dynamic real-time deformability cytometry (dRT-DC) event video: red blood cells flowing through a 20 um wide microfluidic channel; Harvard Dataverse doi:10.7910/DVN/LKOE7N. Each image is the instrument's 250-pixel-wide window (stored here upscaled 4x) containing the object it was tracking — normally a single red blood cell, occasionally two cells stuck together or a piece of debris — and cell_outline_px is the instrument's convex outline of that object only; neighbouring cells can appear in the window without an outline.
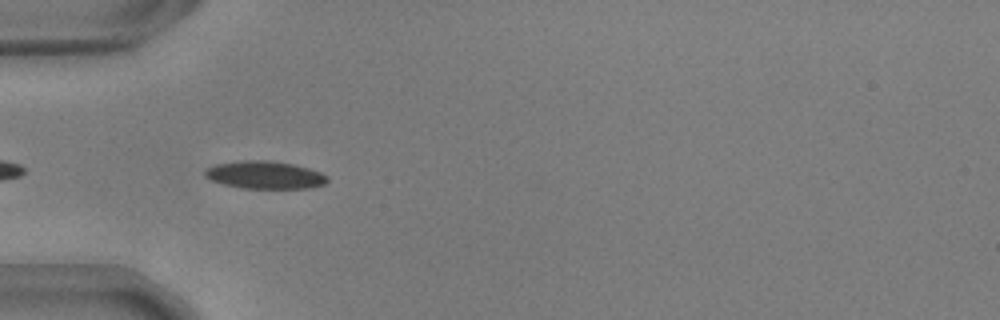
{"species": "common noctule bat (a hibernating species)", "species_latin": "Nyctalus noctula", "temperature_condition": "warm", "stored_images_in_passage": 40, "camera_frame_rate_fps": 3000, "um_per_image_px": 0.085, "animal": {"sex": "male", "body_mass_g": 17.9, "forearm_length_mm": 54.2}, "frame": {"image": 1, "passage_image": 3, "time_ms": 0.667, "image_size_px": [1000, 320], "cell_outline_px": [[328, 180], [324, 184], [312, 188], [240, 188], [224, 184], [212, 180], [204, 176], [204, 172], [208, 168], [216, 164], [240, 160], [268, 160], [292, 164], [308, 168], [320, 172], [328, 176]], "centroid_in_image_um": [22.52, 14.87], "position_along_channel_um": 62.5, "area_um2": 19.71}}
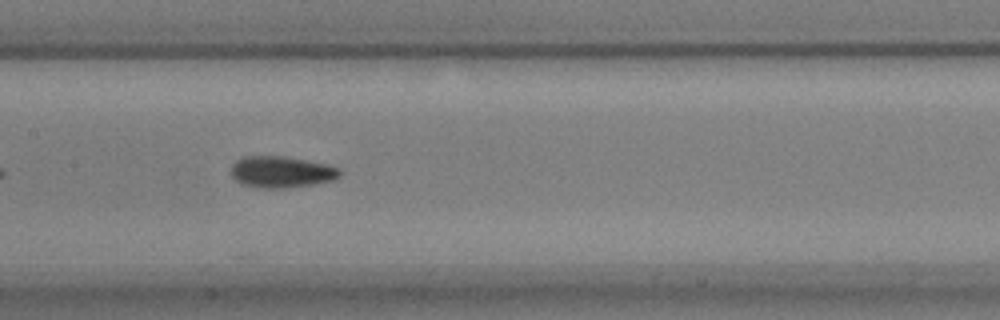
{"frame": {"image": 2, "passage_image": 13, "time_ms": 4.0, "image_size_px": [1000, 320], "cell_outline_px": [[340, 176], [336, 180], [312, 184], [284, 188], [260, 188], [240, 184], [232, 176], [232, 164], [236, 160], [244, 156], [284, 156], [328, 164], [340, 168]], "centroid_in_image_um": [23.93, 14.61], "position_along_channel_um": 183.5, "area_um2": 20.06}}
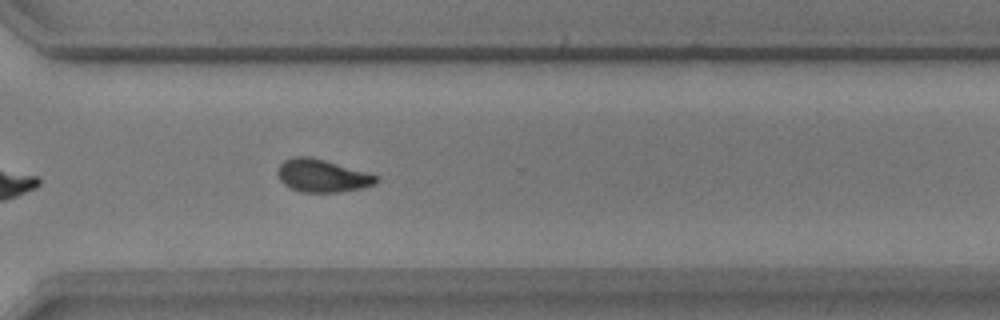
{"frame": {"image": 3, "passage_image": 26, "time_ms": 8.333, "image_size_px": [1000, 320], "cell_outline_px": [[380, 180], [376, 184], [360, 188], [340, 192], [300, 192], [284, 184], [280, 180], [276, 172], [280, 164], [284, 160], [292, 156], [308, 156], [324, 160], [368, 172], [380, 176]], "centroid_in_image_um": [27.4, 14.93], "position_along_channel_um": 343.2, "area_um2": 18.96}, "authors_computed_cell_mechanics": {"area_um2": 19.074, "velocity_mm_per_s": 3.6952, "shape_relaxation_time_tau1_ms": 4.9604, "shape_relaxation_time_tau2_ms": 2.4089, "deformation_change_tau1": 0.1177, "deformation_change_tau2": 0.0613}}